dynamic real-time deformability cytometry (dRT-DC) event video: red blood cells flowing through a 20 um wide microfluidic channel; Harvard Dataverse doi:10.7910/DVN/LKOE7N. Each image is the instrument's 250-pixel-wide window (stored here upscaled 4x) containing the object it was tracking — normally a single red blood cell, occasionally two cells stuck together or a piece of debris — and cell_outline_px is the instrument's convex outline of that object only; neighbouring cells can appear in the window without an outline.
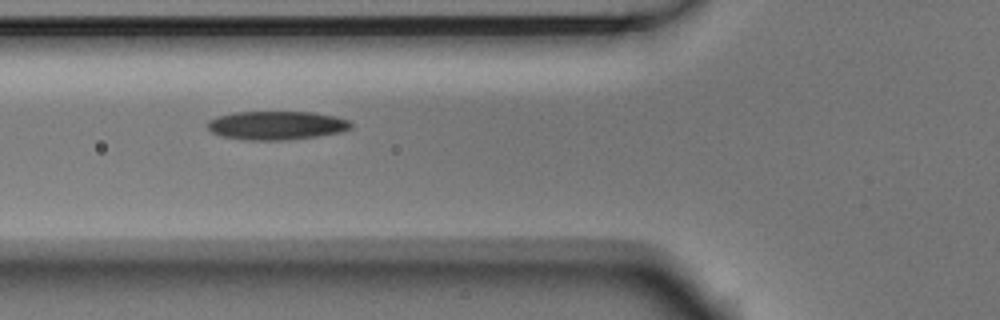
{"species": "Egyptian fruit bat (a non-hibernating species)", "species_latin": "Rousettus aegyptiacus", "temperature_condition": "room temperature", "stored_images_in_passage": 6, "camera_frame_rate_fps": 3000, "um_per_image_px": 0.085, "animal": {"sex": "male"}, "frame": {"image": 1, "passage_image": 5, "time_ms": 1.333, "image_size_px": [1000, 320], "cell_outline_px": [[352, 128], [340, 132], [320, 136], [288, 140], [244, 140], [220, 136], [212, 132], [208, 128], [208, 120], [216, 116], [236, 112], [312, 112], [336, 116], [348, 120], [352, 124]], "centroid_in_image_um": [23.5, 10.66], "position_along_channel_um": 102.3, "area_um2": 24.16}}
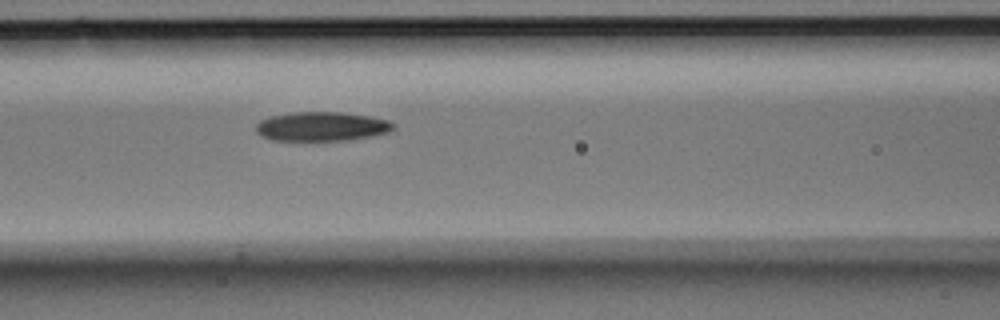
{"frame": {"image": 2, "passage_image": 6, "time_ms": 1.667, "image_size_px": [1000, 320], "cell_outline_px": [[396, 124], [388, 132], [372, 136], [348, 140], [272, 140], [260, 136], [256, 132], [256, 124], [260, 120], [272, 116], [292, 112], [340, 112], [368, 116], [388, 120]], "centroid_in_image_um": [27.32, 10.75], "position_along_channel_um": 139.3, "area_um2": 23.29}}